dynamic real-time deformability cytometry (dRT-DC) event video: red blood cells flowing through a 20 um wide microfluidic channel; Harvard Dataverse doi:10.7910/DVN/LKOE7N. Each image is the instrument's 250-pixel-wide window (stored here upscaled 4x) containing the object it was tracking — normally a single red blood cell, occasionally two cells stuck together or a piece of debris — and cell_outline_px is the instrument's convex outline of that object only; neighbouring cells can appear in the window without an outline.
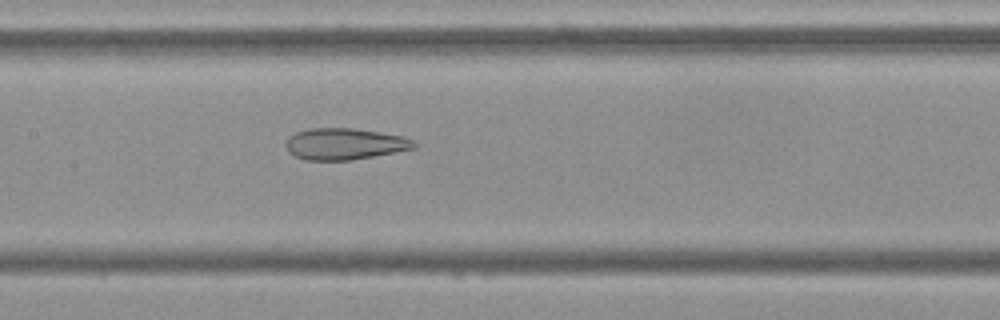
{"species": "Egyptian fruit bat (a non-hibernating species)", "species_latin": "Rousettus aegyptiacus", "temperature_condition": "cold", "stored_images_in_passage": 49, "camera_frame_rate_fps": 3000, "um_per_image_px": 0.085, "frame": {"image": 1, "passage_image": 23, "time_ms": 7.333, "image_size_px": [1000, 320], "cell_outline_px": [[416, 148], [352, 160], [304, 160], [288, 152], [284, 144], [288, 136], [296, 132], [308, 128], [352, 128], [380, 132], [404, 136], [416, 140]], "centroid_in_image_um": [29.28, 12.23], "position_along_channel_um": 178.1, "area_um2": 23.76}}
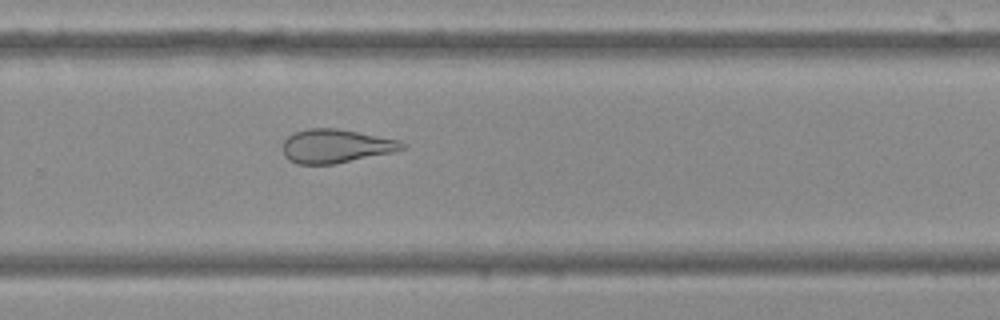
{"frame": {"image": 2, "passage_image": 33, "time_ms": 10.667, "image_size_px": [1000, 320], "cell_outline_px": [[408, 148], [392, 152], [336, 164], [296, 164], [288, 160], [284, 156], [284, 140], [292, 132], [308, 128], [336, 128], [396, 140], [408, 144]], "centroid_in_image_um": [28.52, 12.42], "position_along_channel_um": 301.3, "area_um2": 23.41}}
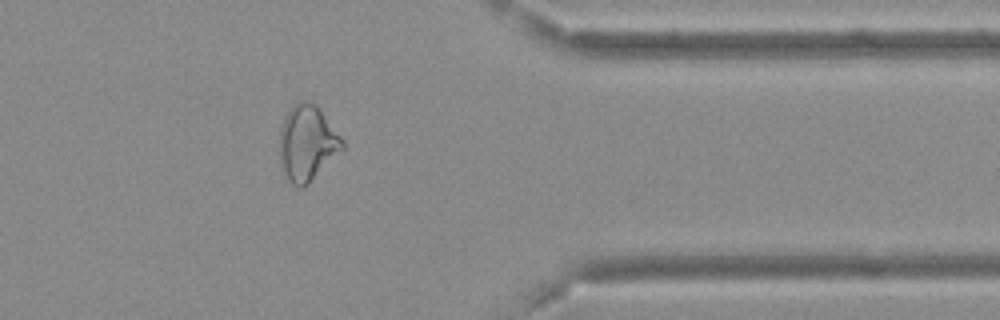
{"frame": {"image": 3, "passage_image": 41, "time_ms": 13.333, "image_size_px": [1000, 320], "cell_outline_px": [[344, 148], [308, 184], [300, 188], [292, 184], [288, 180], [280, 168], [280, 128], [288, 112], [300, 100], [308, 100], [316, 104], [344, 140]], "centroid_in_image_um": [26.11, 12.18], "position_along_channel_um": 385.3, "area_um2": 27.51}, "authors_computed_cell_mechanics": {"area_um2": 27.3972, "velocity_mm_per_s": 3.7066, "shape_relaxation_time_tau1_ms": null, "shape_relaxation_time_tau2_ms": 2.4416, "deformation_change_tau1": null, "deformation_change_tau2": 0.1037}}